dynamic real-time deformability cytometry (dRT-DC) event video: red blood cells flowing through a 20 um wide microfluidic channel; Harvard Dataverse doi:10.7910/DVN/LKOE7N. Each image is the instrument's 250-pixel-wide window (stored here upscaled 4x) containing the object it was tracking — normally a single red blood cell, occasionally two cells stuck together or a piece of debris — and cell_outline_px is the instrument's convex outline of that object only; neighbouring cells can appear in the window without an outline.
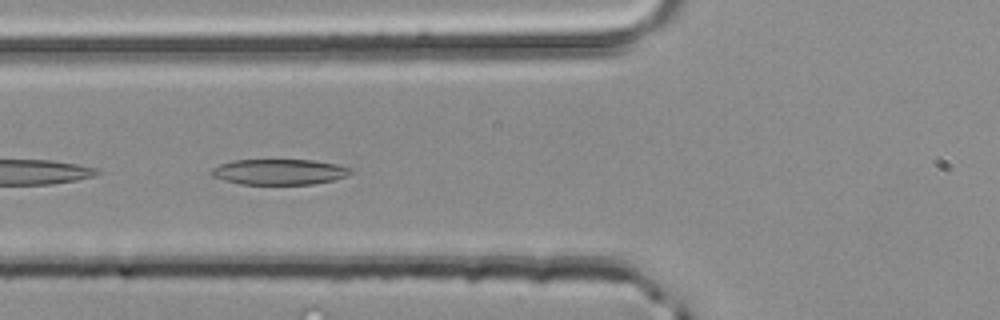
{"species": "common noctule bat (a hibernating species)", "species_latin": "Nyctalus noctula", "temperature_condition": "room temperature", "stored_images_in_passage": 4, "camera_frame_rate_fps": 3000, "um_per_image_px": 0.085, "animal": {"sex": "male", "body_mass_g": 20.4}, "frame": {"image": 1, "passage_image": 4, "time_ms": 1.0, "image_size_px": [1000, 320], "cell_outline_px": [[356, 172], [348, 176], [332, 180], [312, 184], [240, 184], [224, 180], [212, 176], [208, 172], [212, 168], [220, 164], [232, 160], [312, 160], [336, 164], [352, 168]], "centroid_in_image_um": [23.75, 14.61], "position_along_channel_um": 102.0, "area_um2": 20.92}}